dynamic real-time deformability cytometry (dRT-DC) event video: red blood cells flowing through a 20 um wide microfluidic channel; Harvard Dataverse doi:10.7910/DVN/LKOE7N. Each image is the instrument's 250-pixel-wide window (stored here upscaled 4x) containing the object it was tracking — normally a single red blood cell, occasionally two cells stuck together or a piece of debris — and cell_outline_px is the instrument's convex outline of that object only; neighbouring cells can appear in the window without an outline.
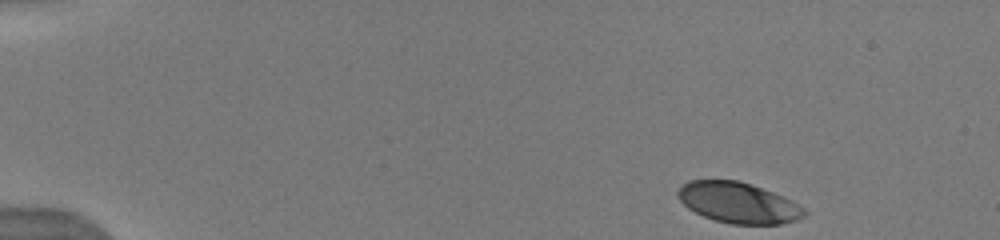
{"species": "human", "species_latin": "Homo sapiens", "temperature_condition": "warm", "stored_images_in_passage": 17, "camera_frame_rate_fps": 3000, "um_per_image_px": 0.085, "donor": {"sex": "male"}, "frame": {"image": 1, "passage_image": 1, "time_ms": 0.0, "image_size_px": [1000, 240], "cell_outline_px": [[808, 216], [796, 220], [780, 224], [732, 224], [716, 220], [704, 216], [688, 208], [676, 196], [676, 192], [688, 180], [736, 180], [772, 192], [804, 208], [808, 212]], "centroid_in_image_um": [62.74, 17.24], "position_along_channel_um": 22.3, "area_um2": 29.59}}
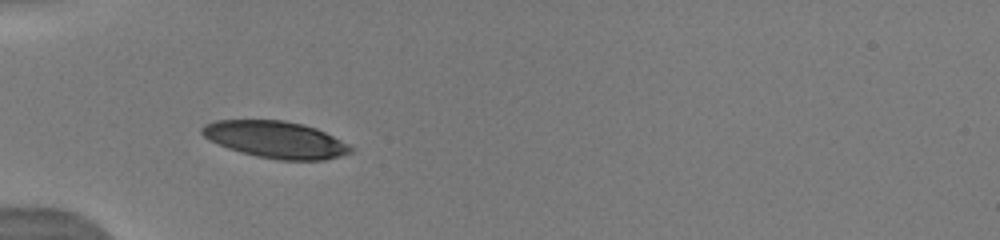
{"frame": {"image": 2, "passage_image": 6, "time_ms": 3.667, "image_size_px": [1000, 240], "cell_outline_px": [[356, 148], [352, 152], [340, 156], [324, 160], [280, 160], [256, 156], [228, 148], [204, 136], [200, 132], [200, 128], [204, 124], [216, 120], [284, 120], [304, 124], [316, 128]], "centroid_in_image_um": [23.45, 11.86], "position_along_channel_um": 61.5, "area_um2": 31.85}}